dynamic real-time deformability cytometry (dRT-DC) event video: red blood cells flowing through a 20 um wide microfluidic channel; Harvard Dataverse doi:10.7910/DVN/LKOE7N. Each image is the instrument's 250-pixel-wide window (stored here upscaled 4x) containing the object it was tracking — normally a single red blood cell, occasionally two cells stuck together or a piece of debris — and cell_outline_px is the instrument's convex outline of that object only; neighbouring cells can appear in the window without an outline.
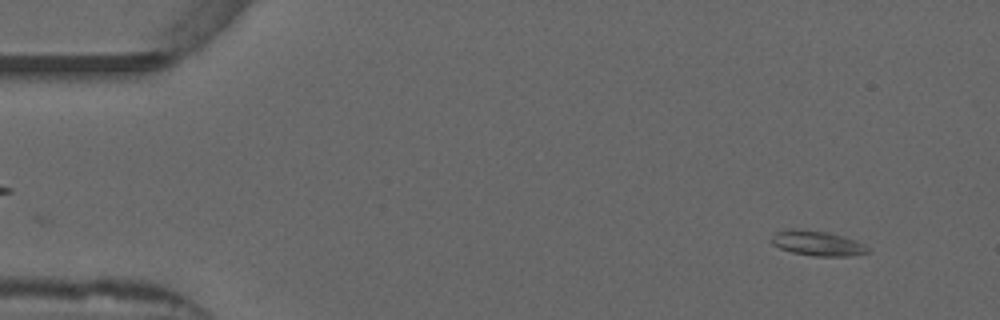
{"species": "common noctule bat (a hibernating species)", "species_latin": "Nyctalus noctula", "temperature_condition": "warm", "stored_images_in_passage": 33, "camera_frame_rate_fps": 3000, "um_per_image_px": 0.085, "animal": {"sex": "male", "forearm_length_mm": 52.5}, "frame": {"image": 1, "passage_image": 3, "time_ms": 0.667, "image_size_px": [1000, 320], "cell_outline_px": [[868, 252], [852, 256], [812, 256], [792, 252], [780, 248], [772, 244], [772, 236], [776, 232], [784, 228], [800, 228], [828, 232], [856, 240], [864, 244], [868, 248]], "centroid_in_image_um": [69.44, 20.66], "position_along_channel_um": 15.6, "area_um2": 14.16}}
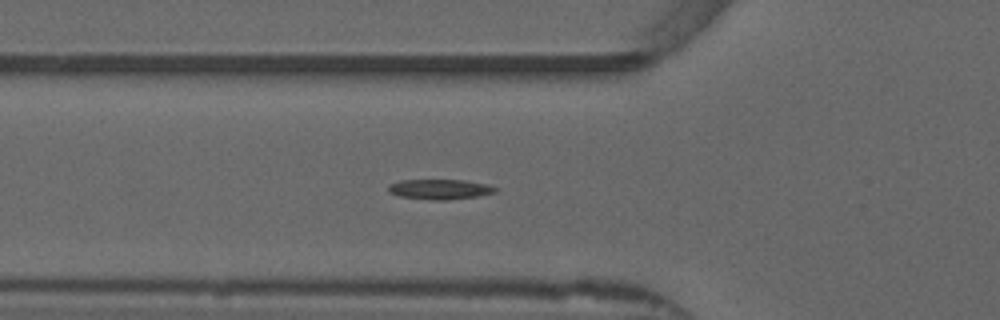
{"frame": {"image": 2, "passage_image": 17, "time_ms": 5.333, "image_size_px": [1000, 320], "cell_outline_px": [[496, 192], [476, 196], [448, 200], [432, 200], [400, 196], [388, 192], [388, 184], [400, 180], [464, 180], [488, 184], [496, 188]], "centroid_in_image_um": [37.36, 16.08], "position_along_channel_um": 88.4, "area_um2": 12.48}}
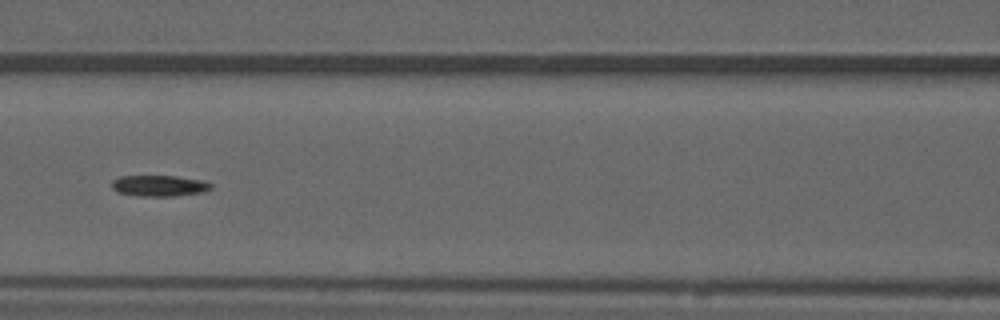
{"frame": {"image": 3, "passage_image": 22, "time_ms": 7.0, "image_size_px": [1000, 320], "cell_outline_px": [[212, 188], [204, 192], [176, 196], [140, 196], [116, 192], [112, 188], [112, 180], [120, 176], [176, 176], [200, 180], [212, 184]], "centroid_in_image_um": [13.52, 15.79], "position_along_channel_um": 153.1, "area_um2": 12.2}}